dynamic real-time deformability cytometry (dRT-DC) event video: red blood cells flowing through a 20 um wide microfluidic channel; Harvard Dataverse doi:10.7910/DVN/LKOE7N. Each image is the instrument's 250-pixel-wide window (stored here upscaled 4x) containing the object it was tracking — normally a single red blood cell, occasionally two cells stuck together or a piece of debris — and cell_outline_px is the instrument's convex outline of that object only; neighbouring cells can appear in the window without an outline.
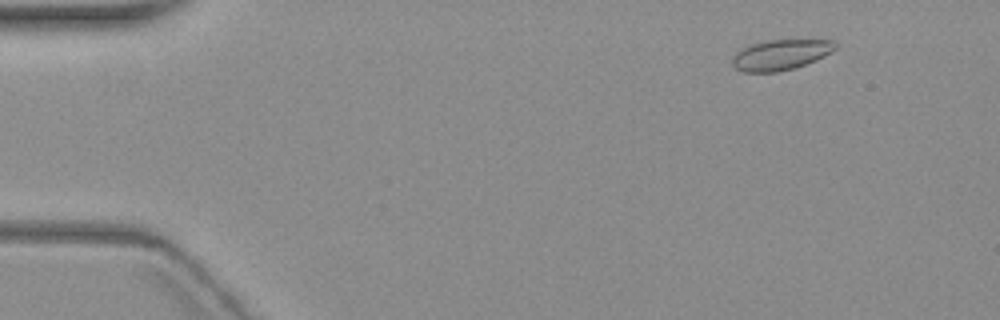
{"species": "common noctule bat (a hibernating species)", "species_latin": "Nyctalus noctula", "temperature_condition": "warm", "stored_images_in_passage": 4, "camera_frame_rate_fps": 3000, "um_per_image_px": 0.085, "animal": {"sex": "female", "body_mass_g": 19.3, "forearm_length_mm": 54.1}, "frame": {"image": 1, "passage_image": 2, "time_ms": 1.333, "image_size_px": [1000, 320], "cell_outline_px": [[836, 48], [832, 52], [816, 60], [792, 68], [776, 72], [744, 72], [736, 68], [732, 64], [732, 56], [736, 52], [752, 44], [768, 40], [836, 40]], "centroid_in_image_um": [66.36, 4.65], "position_along_channel_um": 18.6, "area_um2": 18.09}}
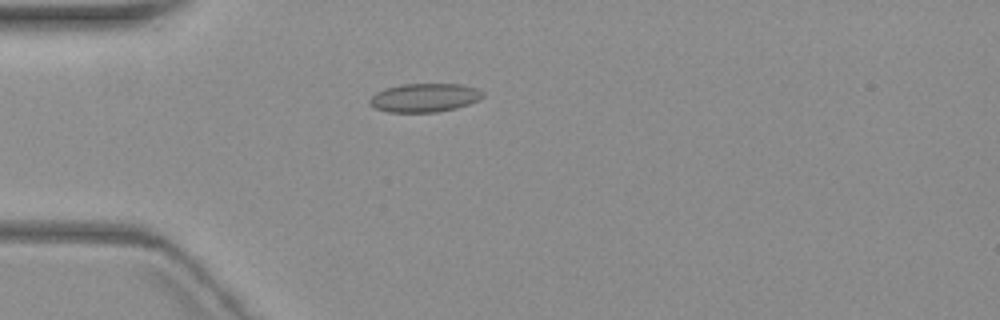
{"frame": {"image": 2, "passage_image": 4, "time_ms": 4.667, "image_size_px": [1000, 320], "cell_outline_px": [[484, 96], [468, 104], [456, 108], [436, 112], [388, 112], [376, 108], [368, 100], [376, 92], [384, 88], [400, 84], [460, 84], [476, 88], [484, 92]], "centroid_in_image_um": [36.07, 8.29], "position_along_channel_um": 48.9, "area_um2": 18.79}}